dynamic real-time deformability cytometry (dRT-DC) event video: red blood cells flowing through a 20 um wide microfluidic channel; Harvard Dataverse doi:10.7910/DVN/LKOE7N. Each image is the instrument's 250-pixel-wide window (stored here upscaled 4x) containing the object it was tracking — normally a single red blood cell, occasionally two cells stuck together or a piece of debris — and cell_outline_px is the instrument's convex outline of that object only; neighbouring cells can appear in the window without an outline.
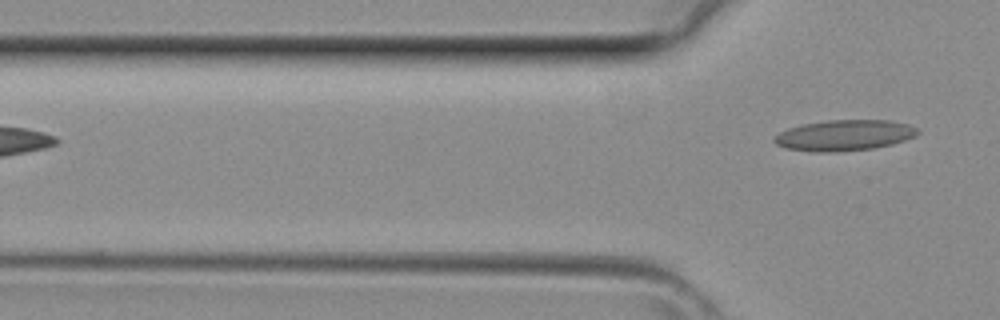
{"species": "common noctule bat (a hibernating species)", "species_latin": "Nyctalus noctula", "temperature_condition": "room temperature", "stored_images_in_passage": 3, "camera_frame_rate_fps": 3000, "um_per_image_px": 0.085, "animal": {"sex": "female", "body_mass_g": 29.2, "forearm_length_mm": 56.3}, "frame": {"image": 1, "passage_image": 3, "time_ms": 0.667, "image_size_px": [1000, 320], "cell_outline_px": [[920, 132], [916, 136], [892, 144], [872, 148], [836, 152], [812, 152], [784, 148], [776, 144], [772, 140], [772, 136], [788, 128], [804, 124], [828, 120], [888, 120], [908, 124], [920, 128]], "centroid_in_image_um": [71.76, 11.5], "position_along_channel_um": 54.0, "area_um2": 25.95}}